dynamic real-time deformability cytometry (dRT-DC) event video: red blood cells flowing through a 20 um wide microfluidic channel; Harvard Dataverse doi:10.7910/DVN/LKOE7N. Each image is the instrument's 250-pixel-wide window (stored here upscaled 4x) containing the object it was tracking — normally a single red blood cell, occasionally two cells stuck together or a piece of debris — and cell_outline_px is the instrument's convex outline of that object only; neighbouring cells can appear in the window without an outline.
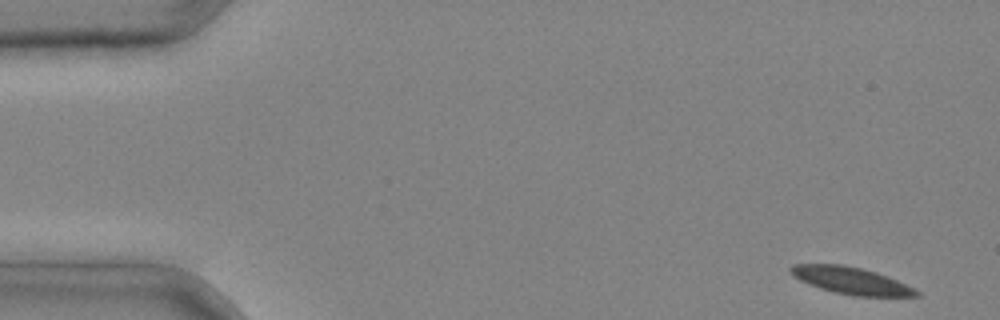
{"species": "common noctule bat (a hibernating species)", "species_latin": "Nyctalus noctula", "temperature_condition": "cold", "stored_images_in_passage": 4, "camera_frame_rate_fps": 3000, "um_per_image_px": 0.085, "animal": {"sex": "male", "body_mass_g": 20.4}, "frame": {"image": 1, "passage_image": 1, "time_ms": 0.0, "image_size_px": [1000, 320], "cell_outline_px": [[920, 296], [856, 296], [836, 292], [820, 288], [800, 280], [792, 276], [788, 268], [792, 264], [844, 264], [876, 272], [888, 276], [916, 288], [920, 292]], "centroid_in_image_um": [72.35, 23.84], "position_along_channel_um": 12.6, "area_um2": 19.83}}
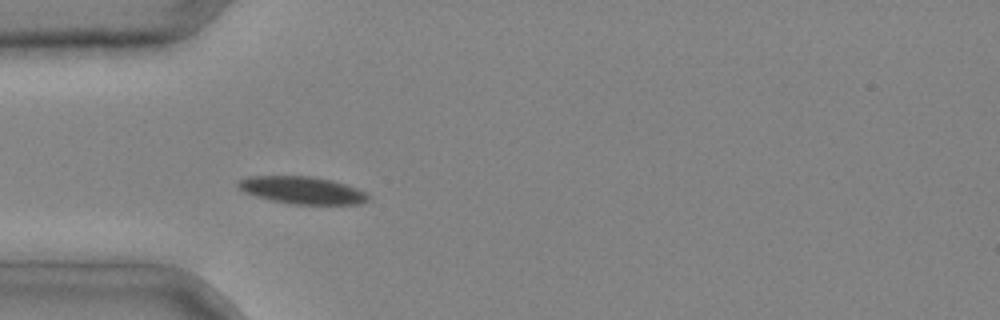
{"frame": {"image": 2, "passage_image": 4, "time_ms": 1.0, "image_size_px": [1000, 320], "cell_outline_px": [[372, 200], [360, 204], [292, 204], [272, 200], [256, 196], [244, 192], [236, 184], [240, 180], [248, 176], [312, 176], [332, 180], [368, 192], [372, 196]], "centroid_in_image_um": [25.76, 16.17], "position_along_channel_um": 59.2, "area_um2": 20.87}}